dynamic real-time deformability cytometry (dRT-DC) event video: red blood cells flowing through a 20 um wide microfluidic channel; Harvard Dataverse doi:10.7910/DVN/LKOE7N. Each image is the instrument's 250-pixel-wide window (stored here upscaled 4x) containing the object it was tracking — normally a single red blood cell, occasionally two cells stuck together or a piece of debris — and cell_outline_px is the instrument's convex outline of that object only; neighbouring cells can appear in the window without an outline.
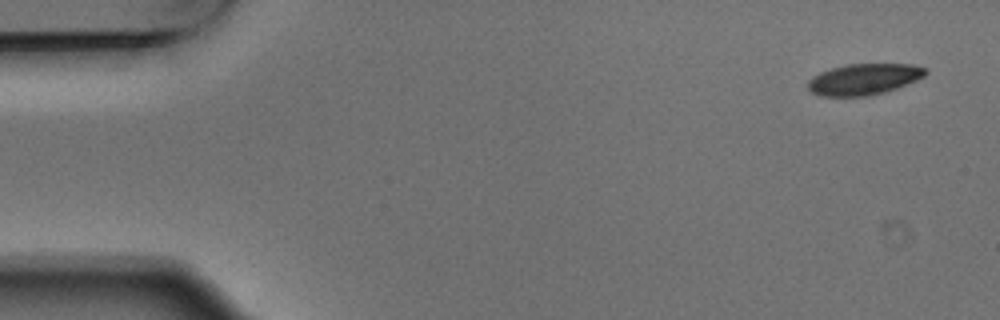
{"species": "Egyptian fruit bat (a non-hibernating species)", "species_latin": "Rousettus aegyptiacus", "temperature_condition": "warm", "stored_images_in_passage": 5, "camera_frame_rate_fps": 3000, "um_per_image_px": 0.085, "animal": {"sex": "male"}, "frame": {"image": 1, "passage_image": 1, "time_ms": 0.0, "image_size_px": [1000, 320], "cell_outline_px": [[928, 72], [924, 76], [916, 80], [896, 88], [884, 92], [868, 96], [820, 96], [812, 92], [808, 88], [808, 80], [812, 76], [820, 72], [832, 68], [848, 64], [912, 64], [924, 68]], "centroid_in_image_um": [73.41, 6.73], "position_along_channel_um": 11.6, "area_um2": 21.21}}
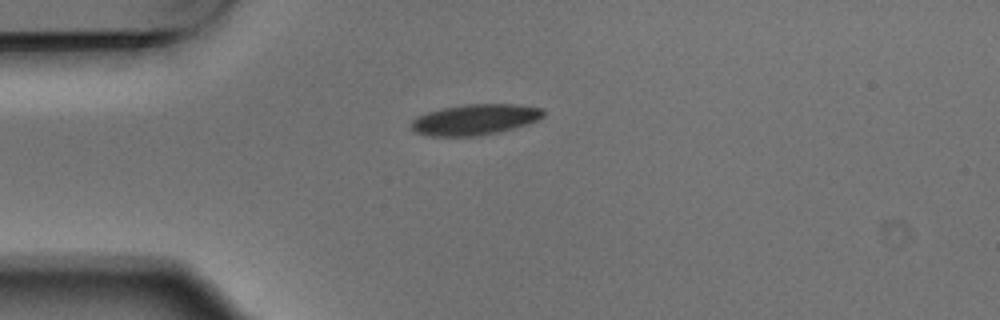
{"frame": {"image": 2, "passage_image": 4, "time_ms": 1.0, "image_size_px": [1000, 320], "cell_outline_px": [[544, 116], [528, 124], [500, 132], [480, 136], [428, 136], [416, 132], [412, 128], [412, 120], [416, 116], [428, 112], [444, 108], [468, 104], [512, 104], [540, 108], [544, 112]], "centroid_in_image_um": [40.37, 10.17], "position_along_channel_um": 44.6, "area_um2": 23.52}}
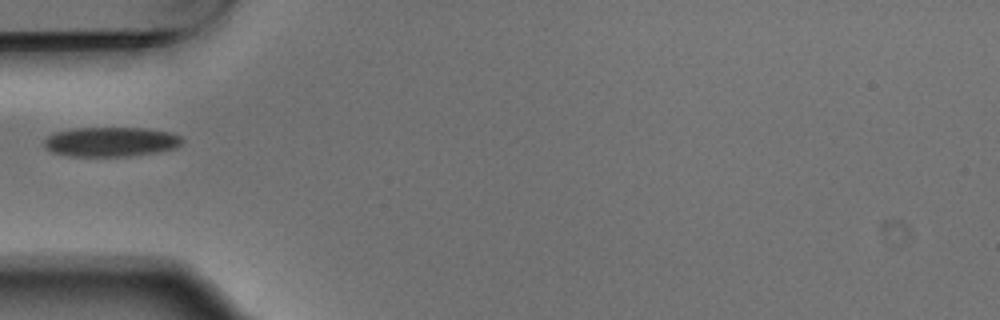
{"frame": {"image": 3, "passage_image": 5, "time_ms": 1.333, "image_size_px": [1000, 320], "cell_outline_px": [[184, 140], [176, 148], [160, 152], [128, 156], [68, 156], [52, 152], [44, 148], [44, 140], [48, 136], [56, 132], [76, 128], [144, 128], [168, 132], [180, 136]], "centroid_in_image_um": [9.42, 12.06], "position_along_channel_um": 75.6, "area_um2": 23.81}}